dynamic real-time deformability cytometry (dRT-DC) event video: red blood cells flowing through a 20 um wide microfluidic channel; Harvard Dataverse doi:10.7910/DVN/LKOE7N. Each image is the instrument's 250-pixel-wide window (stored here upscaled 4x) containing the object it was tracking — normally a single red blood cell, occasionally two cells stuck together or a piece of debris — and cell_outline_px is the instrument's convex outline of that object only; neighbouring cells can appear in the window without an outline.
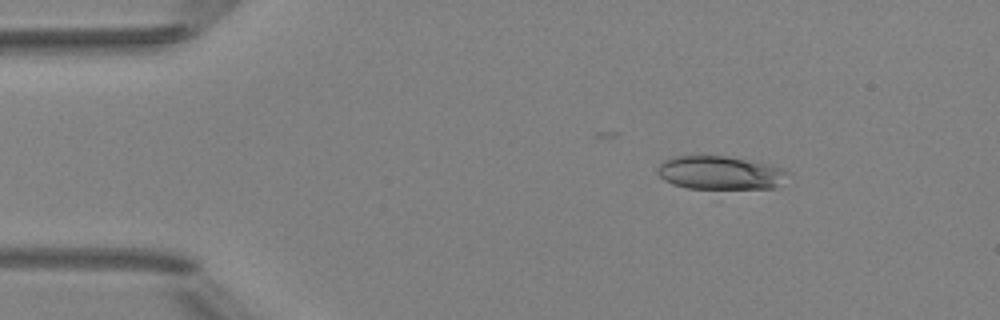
{"species": "Egyptian fruit bat (a non-hibernating species)", "species_latin": "Rousettus aegyptiacus", "temperature_condition": "room temperature", "stored_images_in_passage": 5, "segment_of_instrument_passage": [1, 2], "camera_frame_rate_fps": 3000, "um_per_image_px": 0.085, "animal": {"sex": "female"}, "frame": {"image": 1, "passage_image": 2, "time_ms": 1.333, "image_size_px": [1000, 320], "cell_outline_px": [[792, 172], [776, 188], [688, 188], [672, 184], [664, 180], [656, 172], [656, 168], [664, 160], [672, 156], [724, 156], [772, 164], [784, 168]], "centroid_in_image_um": [61.24, 14.68], "position_along_channel_um": 23.8, "area_um2": 25.61}}